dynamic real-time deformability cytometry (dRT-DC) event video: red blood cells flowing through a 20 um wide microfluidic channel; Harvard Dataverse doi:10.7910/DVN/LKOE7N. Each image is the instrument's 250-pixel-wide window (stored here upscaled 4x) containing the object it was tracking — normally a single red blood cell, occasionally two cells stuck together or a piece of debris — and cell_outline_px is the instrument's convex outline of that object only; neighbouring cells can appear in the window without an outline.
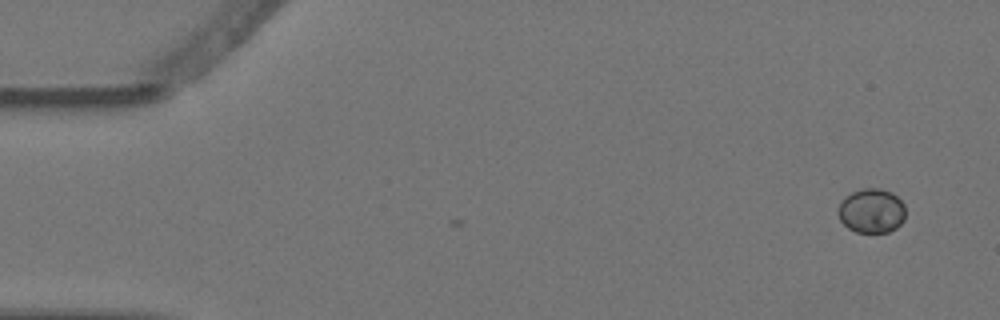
{"species": "Egyptian fruit bat (a non-hibernating species)", "species_latin": "Rousettus aegyptiacus", "temperature_condition": "warm", "stored_images_in_passage": 4, "camera_frame_rate_fps": 3000, "um_per_image_px": 0.085, "animal": {"sex": "female"}, "frame": {"image": 1, "passage_image": 1, "time_ms": 0.0, "image_size_px": [1000, 320], "cell_outline_px": [[904, 220], [896, 228], [888, 232], [856, 232], [848, 228], [840, 220], [836, 212], [840, 204], [852, 192], [864, 188], [880, 188], [892, 192], [904, 204]], "centroid_in_image_um": [74.08, 17.92], "position_along_channel_um": 10.9, "area_um2": 17.34}}
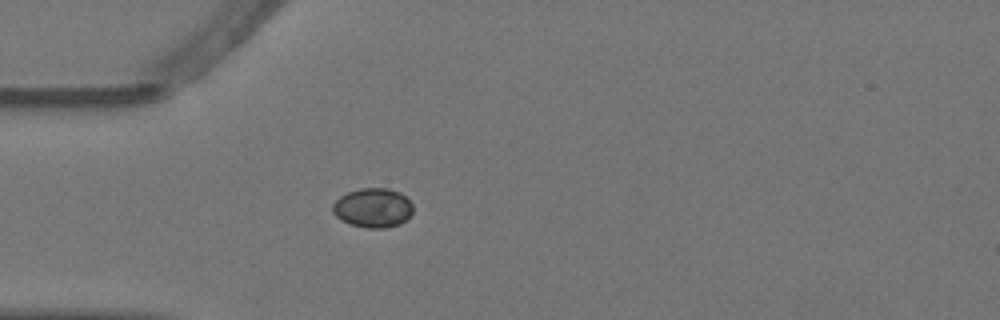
{"frame": {"image": 2, "passage_image": 4, "time_ms": 1.0, "image_size_px": [1000, 320], "cell_outline_px": [[412, 212], [408, 220], [400, 224], [384, 228], [368, 228], [352, 224], [340, 220], [332, 212], [332, 204], [340, 196], [348, 192], [360, 188], [388, 188], [400, 192], [412, 204]], "centroid_in_image_um": [31.7, 17.67], "position_along_channel_um": 53.3, "area_um2": 18.5}}